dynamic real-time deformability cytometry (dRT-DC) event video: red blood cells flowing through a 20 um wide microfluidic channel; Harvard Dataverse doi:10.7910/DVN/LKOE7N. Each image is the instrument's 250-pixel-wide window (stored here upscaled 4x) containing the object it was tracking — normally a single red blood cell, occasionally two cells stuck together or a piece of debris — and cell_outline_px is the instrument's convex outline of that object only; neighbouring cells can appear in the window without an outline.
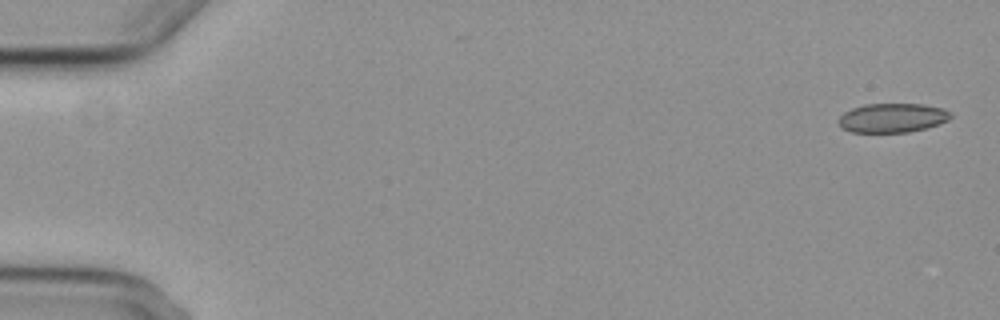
{"species": "common noctule bat (a hibernating species)", "species_latin": "Nyctalus noctula", "temperature_condition": "cold", "stored_images_in_passage": 5, "camera_frame_rate_fps": 3000, "um_per_image_px": 0.085, "animal": {"sex": "female", "body_mass_g": 29.2, "forearm_length_mm": 56.3}, "frame": {"image": 1, "passage_image": 1, "time_ms": 0.0, "image_size_px": [1000, 320], "cell_outline_px": [[952, 116], [948, 120], [940, 124], [908, 132], [852, 132], [844, 128], [836, 120], [844, 112], [852, 108], [864, 104], [924, 104], [944, 108], [952, 112]], "centroid_in_image_um": [75.88, 10.01], "position_along_channel_um": 9.1, "area_um2": 19.13}}
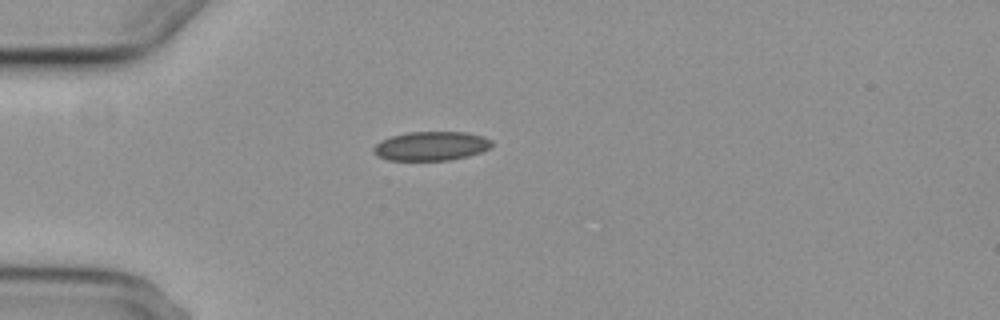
{"frame": {"image": 2, "passage_image": 5, "time_ms": 4.667, "image_size_px": [1000, 320], "cell_outline_px": [[492, 148], [468, 156], [452, 160], [388, 160], [376, 156], [372, 152], [372, 148], [380, 140], [392, 136], [408, 132], [464, 132], [484, 136], [492, 140]], "centroid_in_image_um": [36.64, 12.41], "position_along_channel_um": 48.4, "area_um2": 20.23}}